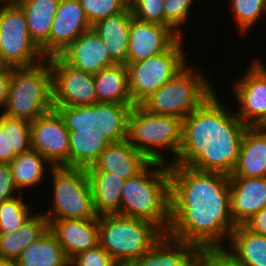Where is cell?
<instances>
[{
  "mask_svg": "<svg viewBox=\"0 0 266 266\" xmlns=\"http://www.w3.org/2000/svg\"><path fill=\"white\" fill-rule=\"evenodd\" d=\"M170 226L167 234L200 247L227 246L236 225L231 215L230 176L168 165Z\"/></svg>",
  "mask_w": 266,
  "mask_h": 266,
  "instance_id": "obj_1",
  "label": "cell"
},
{
  "mask_svg": "<svg viewBox=\"0 0 266 266\" xmlns=\"http://www.w3.org/2000/svg\"><path fill=\"white\" fill-rule=\"evenodd\" d=\"M217 91L183 119L181 147L170 165L229 176L234 171L248 126Z\"/></svg>",
  "mask_w": 266,
  "mask_h": 266,
  "instance_id": "obj_2",
  "label": "cell"
},
{
  "mask_svg": "<svg viewBox=\"0 0 266 266\" xmlns=\"http://www.w3.org/2000/svg\"><path fill=\"white\" fill-rule=\"evenodd\" d=\"M182 122L180 117L154 114L141 105H134L113 125L132 147L150 161L170 165L181 147Z\"/></svg>",
  "mask_w": 266,
  "mask_h": 266,
  "instance_id": "obj_3",
  "label": "cell"
},
{
  "mask_svg": "<svg viewBox=\"0 0 266 266\" xmlns=\"http://www.w3.org/2000/svg\"><path fill=\"white\" fill-rule=\"evenodd\" d=\"M90 126L82 117L52 108L31 122V148L53 167L79 166Z\"/></svg>",
  "mask_w": 266,
  "mask_h": 266,
  "instance_id": "obj_4",
  "label": "cell"
},
{
  "mask_svg": "<svg viewBox=\"0 0 266 266\" xmlns=\"http://www.w3.org/2000/svg\"><path fill=\"white\" fill-rule=\"evenodd\" d=\"M120 215L147 220L167 233L170 226V174L167 164L151 161L140 173L125 180Z\"/></svg>",
  "mask_w": 266,
  "mask_h": 266,
  "instance_id": "obj_5",
  "label": "cell"
},
{
  "mask_svg": "<svg viewBox=\"0 0 266 266\" xmlns=\"http://www.w3.org/2000/svg\"><path fill=\"white\" fill-rule=\"evenodd\" d=\"M151 161L132 147L114 125H91L85 137L87 172H105L128 179Z\"/></svg>",
  "mask_w": 266,
  "mask_h": 266,
  "instance_id": "obj_6",
  "label": "cell"
},
{
  "mask_svg": "<svg viewBox=\"0 0 266 266\" xmlns=\"http://www.w3.org/2000/svg\"><path fill=\"white\" fill-rule=\"evenodd\" d=\"M190 63L140 105L148 112L182 119L199 107L217 88L204 67Z\"/></svg>",
  "mask_w": 266,
  "mask_h": 266,
  "instance_id": "obj_7",
  "label": "cell"
},
{
  "mask_svg": "<svg viewBox=\"0 0 266 266\" xmlns=\"http://www.w3.org/2000/svg\"><path fill=\"white\" fill-rule=\"evenodd\" d=\"M99 245L118 265L133 264L161 238L154 223L119 214L98 216Z\"/></svg>",
  "mask_w": 266,
  "mask_h": 266,
  "instance_id": "obj_8",
  "label": "cell"
},
{
  "mask_svg": "<svg viewBox=\"0 0 266 266\" xmlns=\"http://www.w3.org/2000/svg\"><path fill=\"white\" fill-rule=\"evenodd\" d=\"M50 183L44 189L51 193L50 205L41 209L48 223L52 220L91 219L96 214L89 177L84 164L73 167H53L49 172ZM51 180V181H50ZM52 185V186H51ZM52 191V192H50ZM50 206V207H48ZM45 210V212H44Z\"/></svg>",
  "mask_w": 266,
  "mask_h": 266,
  "instance_id": "obj_9",
  "label": "cell"
},
{
  "mask_svg": "<svg viewBox=\"0 0 266 266\" xmlns=\"http://www.w3.org/2000/svg\"><path fill=\"white\" fill-rule=\"evenodd\" d=\"M52 108V72L48 59L31 67L11 68L3 114L32 122Z\"/></svg>",
  "mask_w": 266,
  "mask_h": 266,
  "instance_id": "obj_10",
  "label": "cell"
},
{
  "mask_svg": "<svg viewBox=\"0 0 266 266\" xmlns=\"http://www.w3.org/2000/svg\"><path fill=\"white\" fill-rule=\"evenodd\" d=\"M52 72L53 108L97 125L94 75L67 64L59 55L47 58Z\"/></svg>",
  "mask_w": 266,
  "mask_h": 266,
  "instance_id": "obj_11",
  "label": "cell"
},
{
  "mask_svg": "<svg viewBox=\"0 0 266 266\" xmlns=\"http://www.w3.org/2000/svg\"><path fill=\"white\" fill-rule=\"evenodd\" d=\"M185 38L180 37L167 51L136 62L127 63L129 93L134 105H140L147 97L170 81L190 61L185 51Z\"/></svg>",
  "mask_w": 266,
  "mask_h": 266,
  "instance_id": "obj_12",
  "label": "cell"
},
{
  "mask_svg": "<svg viewBox=\"0 0 266 266\" xmlns=\"http://www.w3.org/2000/svg\"><path fill=\"white\" fill-rule=\"evenodd\" d=\"M0 34L1 67H31L46 60L31 39L25 13L16 2L0 7Z\"/></svg>",
  "mask_w": 266,
  "mask_h": 266,
  "instance_id": "obj_13",
  "label": "cell"
},
{
  "mask_svg": "<svg viewBox=\"0 0 266 266\" xmlns=\"http://www.w3.org/2000/svg\"><path fill=\"white\" fill-rule=\"evenodd\" d=\"M261 58L253 56L244 73L231 84L235 113L248 127H266V62Z\"/></svg>",
  "mask_w": 266,
  "mask_h": 266,
  "instance_id": "obj_14",
  "label": "cell"
},
{
  "mask_svg": "<svg viewBox=\"0 0 266 266\" xmlns=\"http://www.w3.org/2000/svg\"><path fill=\"white\" fill-rule=\"evenodd\" d=\"M97 98V125H113L114 121L134 106L129 93L128 68L115 64L94 74Z\"/></svg>",
  "mask_w": 266,
  "mask_h": 266,
  "instance_id": "obj_15",
  "label": "cell"
},
{
  "mask_svg": "<svg viewBox=\"0 0 266 266\" xmlns=\"http://www.w3.org/2000/svg\"><path fill=\"white\" fill-rule=\"evenodd\" d=\"M91 28L79 0H60L49 39L40 47V50L46 59L57 56Z\"/></svg>",
  "mask_w": 266,
  "mask_h": 266,
  "instance_id": "obj_16",
  "label": "cell"
},
{
  "mask_svg": "<svg viewBox=\"0 0 266 266\" xmlns=\"http://www.w3.org/2000/svg\"><path fill=\"white\" fill-rule=\"evenodd\" d=\"M181 36L171 27L132 18L127 63H136L167 51Z\"/></svg>",
  "mask_w": 266,
  "mask_h": 266,
  "instance_id": "obj_17",
  "label": "cell"
},
{
  "mask_svg": "<svg viewBox=\"0 0 266 266\" xmlns=\"http://www.w3.org/2000/svg\"><path fill=\"white\" fill-rule=\"evenodd\" d=\"M59 56L69 65L90 74L115 65L102 38L93 29L81 34Z\"/></svg>",
  "mask_w": 266,
  "mask_h": 266,
  "instance_id": "obj_18",
  "label": "cell"
},
{
  "mask_svg": "<svg viewBox=\"0 0 266 266\" xmlns=\"http://www.w3.org/2000/svg\"><path fill=\"white\" fill-rule=\"evenodd\" d=\"M230 204L235 225H244L266 207V177H230Z\"/></svg>",
  "mask_w": 266,
  "mask_h": 266,
  "instance_id": "obj_19",
  "label": "cell"
},
{
  "mask_svg": "<svg viewBox=\"0 0 266 266\" xmlns=\"http://www.w3.org/2000/svg\"><path fill=\"white\" fill-rule=\"evenodd\" d=\"M49 228L69 260L99 244L98 218L52 220Z\"/></svg>",
  "mask_w": 266,
  "mask_h": 266,
  "instance_id": "obj_20",
  "label": "cell"
},
{
  "mask_svg": "<svg viewBox=\"0 0 266 266\" xmlns=\"http://www.w3.org/2000/svg\"><path fill=\"white\" fill-rule=\"evenodd\" d=\"M230 177H266V127H247Z\"/></svg>",
  "mask_w": 266,
  "mask_h": 266,
  "instance_id": "obj_21",
  "label": "cell"
},
{
  "mask_svg": "<svg viewBox=\"0 0 266 266\" xmlns=\"http://www.w3.org/2000/svg\"><path fill=\"white\" fill-rule=\"evenodd\" d=\"M197 247L164 233L134 266H195Z\"/></svg>",
  "mask_w": 266,
  "mask_h": 266,
  "instance_id": "obj_22",
  "label": "cell"
},
{
  "mask_svg": "<svg viewBox=\"0 0 266 266\" xmlns=\"http://www.w3.org/2000/svg\"><path fill=\"white\" fill-rule=\"evenodd\" d=\"M132 18V11L128 6L123 12L100 20L92 26L102 38L110 58L116 64H127Z\"/></svg>",
  "mask_w": 266,
  "mask_h": 266,
  "instance_id": "obj_23",
  "label": "cell"
},
{
  "mask_svg": "<svg viewBox=\"0 0 266 266\" xmlns=\"http://www.w3.org/2000/svg\"><path fill=\"white\" fill-rule=\"evenodd\" d=\"M13 181L20 193L45 185L53 166L36 150L30 148L10 162ZM29 189V190H28ZM27 191V192H25Z\"/></svg>",
  "mask_w": 266,
  "mask_h": 266,
  "instance_id": "obj_24",
  "label": "cell"
},
{
  "mask_svg": "<svg viewBox=\"0 0 266 266\" xmlns=\"http://www.w3.org/2000/svg\"><path fill=\"white\" fill-rule=\"evenodd\" d=\"M31 148V122L0 112V163H10Z\"/></svg>",
  "mask_w": 266,
  "mask_h": 266,
  "instance_id": "obj_25",
  "label": "cell"
},
{
  "mask_svg": "<svg viewBox=\"0 0 266 266\" xmlns=\"http://www.w3.org/2000/svg\"><path fill=\"white\" fill-rule=\"evenodd\" d=\"M69 262L50 228L28 245L16 260L17 266H66Z\"/></svg>",
  "mask_w": 266,
  "mask_h": 266,
  "instance_id": "obj_26",
  "label": "cell"
},
{
  "mask_svg": "<svg viewBox=\"0 0 266 266\" xmlns=\"http://www.w3.org/2000/svg\"><path fill=\"white\" fill-rule=\"evenodd\" d=\"M92 190L93 204L98 216L119 214L121 191L125 179L105 172H87Z\"/></svg>",
  "mask_w": 266,
  "mask_h": 266,
  "instance_id": "obj_27",
  "label": "cell"
},
{
  "mask_svg": "<svg viewBox=\"0 0 266 266\" xmlns=\"http://www.w3.org/2000/svg\"><path fill=\"white\" fill-rule=\"evenodd\" d=\"M49 228L41 210H37L16 232L0 234V258L16 261L21 252Z\"/></svg>",
  "mask_w": 266,
  "mask_h": 266,
  "instance_id": "obj_28",
  "label": "cell"
},
{
  "mask_svg": "<svg viewBox=\"0 0 266 266\" xmlns=\"http://www.w3.org/2000/svg\"><path fill=\"white\" fill-rule=\"evenodd\" d=\"M60 0H15L24 11L31 39L40 48L48 39Z\"/></svg>",
  "mask_w": 266,
  "mask_h": 266,
  "instance_id": "obj_29",
  "label": "cell"
},
{
  "mask_svg": "<svg viewBox=\"0 0 266 266\" xmlns=\"http://www.w3.org/2000/svg\"><path fill=\"white\" fill-rule=\"evenodd\" d=\"M227 247L246 266H266V236L238 225L230 235Z\"/></svg>",
  "mask_w": 266,
  "mask_h": 266,
  "instance_id": "obj_30",
  "label": "cell"
},
{
  "mask_svg": "<svg viewBox=\"0 0 266 266\" xmlns=\"http://www.w3.org/2000/svg\"><path fill=\"white\" fill-rule=\"evenodd\" d=\"M226 7L232 15L237 35H248L266 16V0H227Z\"/></svg>",
  "mask_w": 266,
  "mask_h": 266,
  "instance_id": "obj_31",
  "label": "cell"
},
{
  "mask_svg": "<svg viewBox=\"0 0 266 266\" xmlns=\"http://www.w3.org/2000/svg\"><path fill=\"white\" fill-rule=\"evenodd\" d=\"M20 194L0 203V234L16 232L37 211L36 201H28ZM30 202V204H29ZM35 203V206L33 205ZM34 206V207H33Z\"/></svg>",
  "mask_w": 266,
  "mask_h": 266,
  "instance_id": "obj_32",
  "label": "cell"
},
{
  "mask_svg": "<svg viewBox=\"0 0 266 266\" xmlns=\"http://www.w3.org/2000/svg\"><path fill=\"white\" fill-rule=\"evenodd\" d=\"M194 1L197 4L200 2L199 0H164L165 26L171 27L179 36L187 37L183 32L188 27L185 28L184 25L190 23L192 19L190 15L194 13L193 10L196 7Z\"/></svg>",
  "mask_w": 266,
  "mask_h": 266,
  "instance_id": "obj_33",
  "label": "cell"
},
{
  "mask_svg": "<svg viewBox=\"0 0 266 266\" xmlns=\"http://www.w3.org/2000/svg\"><path fill=\"white\" fill-rule=\"evenodd\" d=\"M91 27L98 21L123 12L129 0H79Z\"/></svg>",
  "mask_w": 266,
  "mask_h": 266,
  "instance_id": "obj_34",
  "label": "cell"
},
{
  "mask_svg": "<svg viewBox=\"0 0 266 266\" xmlns=\"http://www.w3.org/2000/svg\"><path fill=\"white\" fill-rule=\"evenodd\" d=\"M195 266H246L227 246L200 247L195 256Z\"/></svg>",
  "mask_w": 266,
  "mask_h": 266,
  "instance_id": "obj_35",
  "label": "cell"
},
{
  "mask_svg": "<svg viewBox=\"0 0 266 266\" xmlns=\"http://www.w3.org/2000/svg\"><path fill=\"white\" fill-rule=\"evenodd\" d=\"M129 6L136 19L165 25L164 0H129Z\"/></svg>",
  "mask_w": 266,
  "mask_h": 266,
  "instance_id": "obj_36",
  "label": "cell"
},
{
  "mask_svg": "<svg viewBox=\"0 0 266 266\" xmlns=\"http://www.w3.org/2000/svg\"><path fill=\"white\" fill-rule=\"evenodd\" d=\"M70 262L72 266H118L99 244L92 249L77 254Z\"/></svg>",
  "mask_w": 266,
  "mask_h": 266,
  "instance_id": "obj_37",
  "label": "cell"
},
{
  "mask_svg": "<svg viewBox=\"0 0 266 266\" xmlns=\"http://www.w3.org/2000/svg\"><path fill=\"white\" fill-rule=\"evenodd\" d=\"M20 194L13 181L10 163H0V203Z\"/></svg>",
  "mask_w": 266,
  "mask_h": 266,
  "instance_id": "obj_38",
  "label": "cell"
},
{
  "mask_svg": "<svg viewBox=\"0 0 266 266\" xmlns=\"http://www.w3.org/2000/svg\"><path fill=\"white\" fill-rule=\"evenodd\" d=\"M11 68L0 67V111L2 112L8 100Z\"/></svg>",
  "mask_w": 266,
  "mask_h": 266,
  "instance_id": "obj_39",
  "label": "cell"
},
{
  "mask_svg": "<svg viewBox=\"0 0 266 266\" xmlns=\"http://www.w3.org/2000/svg\"><path fill=\"white\" fill-rule=\"evenodd\" d=\"M252 232L266 236V207L244 224Z\"/></svg>",
  "mask_w": 266,
  "mask_h": 266,
  "instance_id": "obj_40",
  "label": "cell"
},
{
  "mask_svg": "<svg viewBox=\"0 0 266 266\" xmlns=\"http://www.w3.org/2000/svg\"><path fill=\"white\" fill-rule=\"evenodd\" d=\"M0 266H17L16 261L0 258Z\"/></svg>",
  "mask_w": 266,
  "mask_h": 266,
  "instance_id": "obj_41",
  "label": "cell"
},
{
  "mask_svg": "<svg viewBox=\"0 0 266 266\" xmlns=\"http://www.w3.org/2000/svg\"><path fill=\"white\" fill-rule=\"evenodd\" d=\"M15 0H0V7L14 3Z\"/></svg>",
  "mask_w": 266,
  "mask_h": 266,
  "instance_id": "obj_42",
  "label": "cell"
},
{
  "mask_svg": "<svg viewBox=\"0 0 266 266\" xmlns=\"http://www.w3.org/2000/svg\"><path fill=\"white\" fill-rule=\"evenodd\" d=\"M118 266H134L133 264H122V265H118Z\"/></svg>",
  "mask_w": 266,
  "mask_h": 266,
  "instance_id": "obj_43",
  "label": "cell"
},
{
  "mask_svg": "<svg viewBox=\"0 0 266 266\" xmlns=\"http://www.w3.org/2000/svg\"><path fill=\"white\" fill-rule=\"evenodd\" d=\"M0 50H1V34H0Z\"/></svg>",
  "mask_w": 266,
  "mask_h": 266,
  "instance_id": "obj_44",
  "label": "cell"
},
{
  "mask_svg": "<svg viewBox=\"0 0 266 266\" xmlns=\"http://www.w3.org/2000/svg\"><path fill=\"white\" fill-rule=\"evenodd\" d=\"M66 266H72L71 262H69Z\"/></svg>",
  "mask_w": 266,
  "mask_h": 266,
  "instance_id": "obj_45",
  "label": "cell"
}]
</instances>
